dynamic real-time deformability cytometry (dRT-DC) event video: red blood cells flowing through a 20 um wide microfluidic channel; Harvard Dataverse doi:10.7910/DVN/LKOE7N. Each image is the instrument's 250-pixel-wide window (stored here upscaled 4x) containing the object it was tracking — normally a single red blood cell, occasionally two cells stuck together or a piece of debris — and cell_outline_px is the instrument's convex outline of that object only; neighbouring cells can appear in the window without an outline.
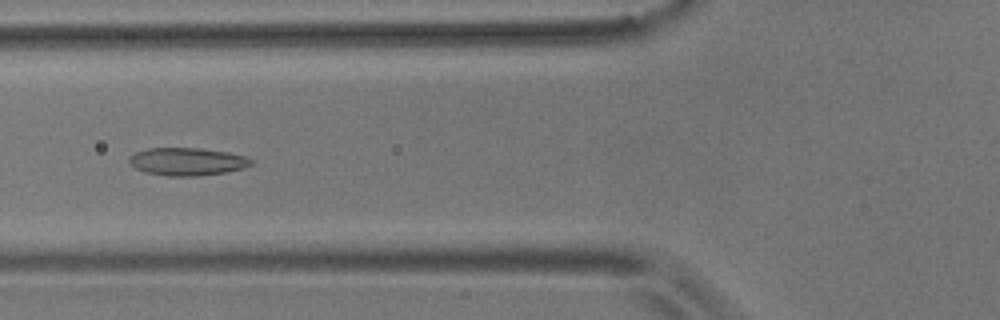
{"species": "common noctule bat (a hibernating species)", "species_latin": "Nyctalus noctula", "temperature_condition": "room temperature", "stored_images_in_passage": 49, "camera_frame_rate_fps": 3000, "um_per_image_px": 0.085, "animal": {"sex": "male", "body_mass_g": 17.9}, "frame": {"image": 1, "passage_image": 14, "time_ms": 4.333, "image_size_px": [1000, 320], "cell_outline_px": [[252, 164], [244, 168], [224, 172], [200, 176], [168, 176], [144, 172], [128, 164], [128, 156], [136, 152], [148, 148], [200, 148], [228, 152], [244, 156], [252, 160]], "centroid_in_image_um": [15.87, 13.73], "position_along_channel_um": 109.9, "area_um2": 19.83}}
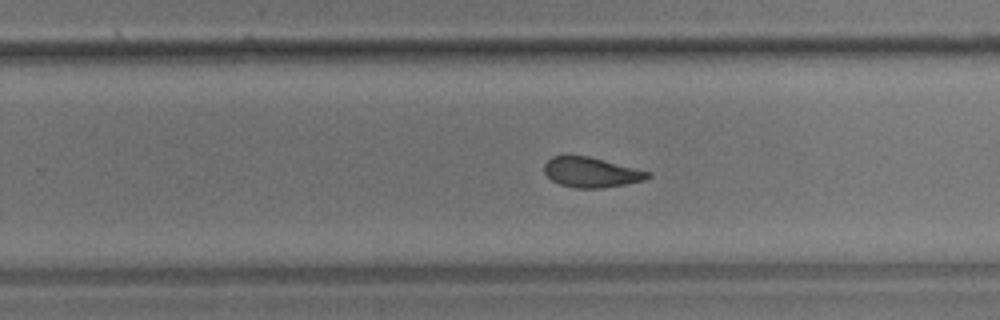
{"frame": {"image": 2, "passage_image": 28, "time_ms": 9.0, "image_size_px": [1000, 320], "cell_outline_px": [[652, 176], [644, 180], [624, 184], [600, 188], [576, 188], [560, 184], [552, 180], [544, 172], [544, 164], [552, 156], [588, 156], [652, 172]], "centroid_in_image_um": [50.27, 14.65], "position_along_channel_um": 279.5, "area_um2": 17.98}}
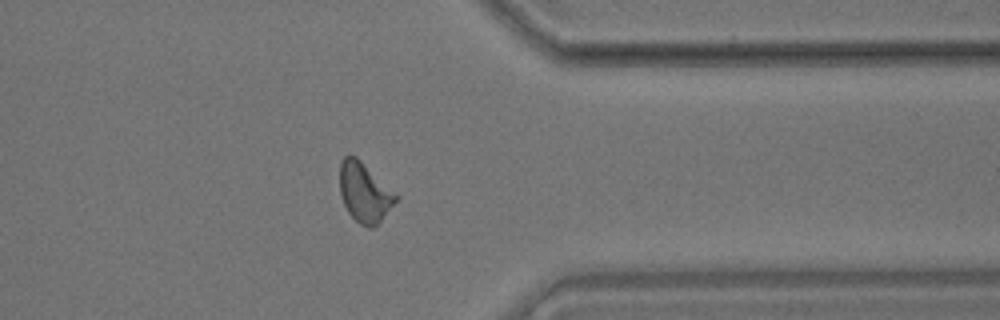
{"frame": {"image": 3, "passage_image": 37, "time_ms": 12.0, "image_size_px": [1000, 320], "cell_outline_px": [[400, 196], [380, 220], [372, 228], [368, 228], [360, 224], [348, 212], [344, 204], [340, 192], [340, 164], [344, 156], [356, 156]], "centroid_in_image_um": [30.98, 16.34], "position_along_channel_um": 380.4, "area_um2": 19.19}, "authors_computed_cell_mechanics": {"area_um2": 19.1896, "velocity_mm_per_s": 3.637, "shape_relaxation_time_tau1_ms": 4.342, "shape_relaxation_time_tau2_ms": 2.8429, "deformation_change_tau1": 0.1333, "deformation_change_tau2": 0.0812}}